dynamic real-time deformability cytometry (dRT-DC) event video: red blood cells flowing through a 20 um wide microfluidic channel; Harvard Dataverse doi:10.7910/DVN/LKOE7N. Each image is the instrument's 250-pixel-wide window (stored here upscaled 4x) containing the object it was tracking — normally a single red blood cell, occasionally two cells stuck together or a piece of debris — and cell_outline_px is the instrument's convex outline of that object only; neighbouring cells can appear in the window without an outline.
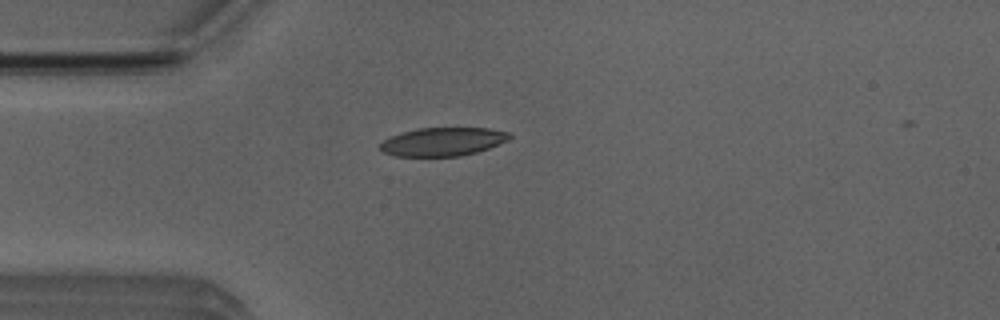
{"species": "Egyptian fruit bat (a non-hibernating species)", "species_latin": "Rousettus aegyptiacus", "temperature_condition": "room temperature", "stored_images_in_passage": 5, "camera_frame_rate_fps": 3000, "um_per_image_px": 0.085, "animal": {"sex": "male"}, "frame": {"image": 1, "passage_image": 4, "time_ms": 3.333, "image_size_px": [1000, 320], "cell_outline_px": [[512, 136], [508, 140], [488, 148], [476, 152], [460, 156], [392, 156], [384, 152], [380, 148], [380, 144], [384, 140], [392, 136], [404, 132], [420, 128], [488, 128], [508, 132]], "centroid_in_image_um": [37.65, 12.05], "position_along_channel_um": 47.4, "area_um2": 21.21}}